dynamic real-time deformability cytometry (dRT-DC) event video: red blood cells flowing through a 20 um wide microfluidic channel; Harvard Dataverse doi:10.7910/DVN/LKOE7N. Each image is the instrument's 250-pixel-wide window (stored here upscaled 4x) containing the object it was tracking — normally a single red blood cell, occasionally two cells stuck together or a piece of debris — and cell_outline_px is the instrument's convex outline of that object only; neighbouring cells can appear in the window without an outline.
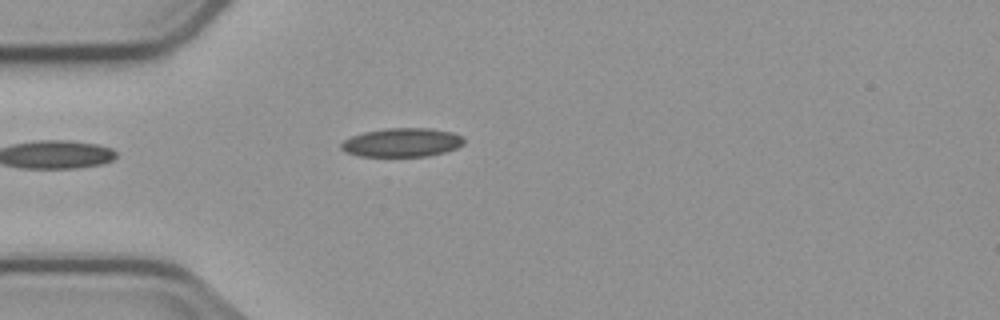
{"species": "common noctule bat (a hibernating species)", "species_latin": "Nyctalus noctula", "temperature_condition": "cold", "stored_images_in_passage": 7, "camera_frame_rate_fps": 3000, "um_per_image_px": 0.085, "animal": {"sex": "male", "body_mass_g": 23.1, "forearm_length_mm": 52.7}, "frame": {"image": 1, "passage_image": 7, "time_ms": 7.0, "image_size_px": [1000, 320], "cell_outline_px": [[464, 144], [456, 148], [444, 152], [428, 156], [360, 156], [344, 152], [340, 148], [340, 144], [344, 140], [352, 136], [364, 132], [384, 128], [428, 128], [452, 132], [464, 136]], "centroid_in_image_um": [34.17, 12.11], "position_along_channel_um": 50.8, "area_um2": 20.69}}